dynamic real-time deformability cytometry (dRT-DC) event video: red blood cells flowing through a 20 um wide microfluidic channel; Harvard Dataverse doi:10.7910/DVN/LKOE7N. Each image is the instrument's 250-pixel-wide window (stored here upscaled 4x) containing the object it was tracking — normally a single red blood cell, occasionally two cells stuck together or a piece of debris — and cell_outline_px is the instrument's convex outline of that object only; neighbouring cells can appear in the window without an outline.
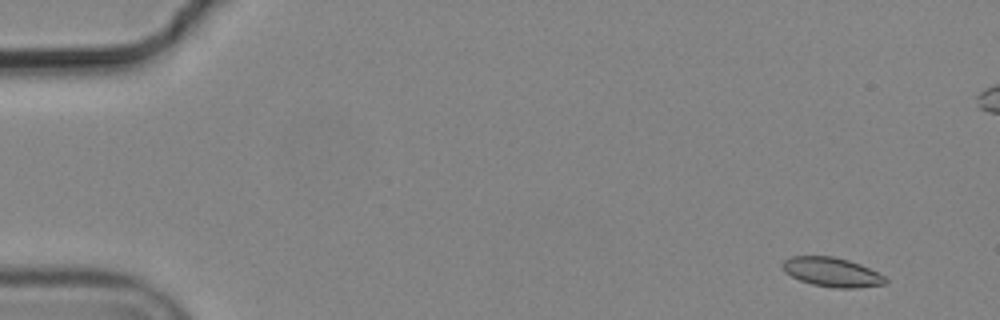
{"species": "common noctule bat (a hibernating species)", "species_latin": "Nyctalus noctula", "temperature_condition": "cold", "stored_images_in_passage": 8, "segment_of_instrument_passage": [1, 2], "camera_frame_rate_fps": 3000, "um_per_image_px": 0.085, "animal": {"sex": "male", "body_mass_g": 19.2, "forearm_length_mm": 51.8}, "frame": {"image": 1, "passage_image": 2, "time_ms": 0.333, "image_size_px": [1000, 320], "cell_outline_px": [[888, 280], [884, 284], [856, 288], [836, 288], [812, 284], [800, 280], [784, 272], [780, 264], [784, 260], [792, 256], [832, 256], [848, 260], [860, 264], [884, 276]], "centroid_in_image_um": [70.68, 23.13], "position_along_channel_um": 14.3, "area_um2": 17.46}}
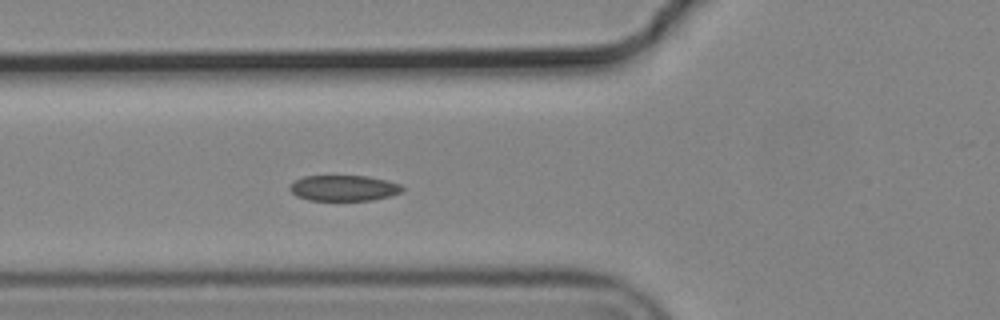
{"frame": {"image": 2, "passage_image": 7, "time_ms": 2.0, "image_size_px": [1000, 320], "cell_outline_px": [[404, 192], [372, 200], [308, 200], [296, 196], [288, 188], [296, 180], [304, 176], [368, 176], [388, 180], [400, 184], [404, 188]], "centroid_in_image_um": [29.25, 15.98], "position_along_channel_um": 96.5, "area_um2": 16.88}}